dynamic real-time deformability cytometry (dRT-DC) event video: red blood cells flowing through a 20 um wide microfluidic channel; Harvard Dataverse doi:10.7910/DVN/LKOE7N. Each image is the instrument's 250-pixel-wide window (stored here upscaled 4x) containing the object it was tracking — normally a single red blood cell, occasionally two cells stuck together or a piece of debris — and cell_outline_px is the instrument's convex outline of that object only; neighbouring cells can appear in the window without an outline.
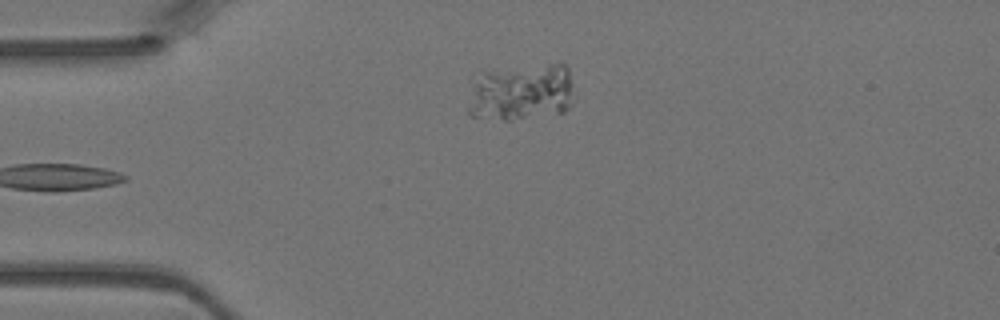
{"species": "Egyptian fruit bat (a non-hibernating species)", "species_latin": "Rousettus aegyptiacus", "temperature_condition": "warm", "stored_images_in_passage": 6, "camera_frame_rate_fps": 3000, "um_per_image_px": 0.085, "animal": {"sex": "female"}, "frame": {"image": 1, "passage_image": 3, "time_ms": 0.667, "image_size_px": [1000, 320], "cell_outline_px": [[572, 84], [568, 108], [564, 112], [512, 120], [504, 120], [468, 116], [468, 108], [480, 72], [484, 68], [560, 60], [568, 68]], "centroid_in_image_um": [44.33, 7.75], "position_along_channel_um": 40.7, "area_um2": 36.3}}
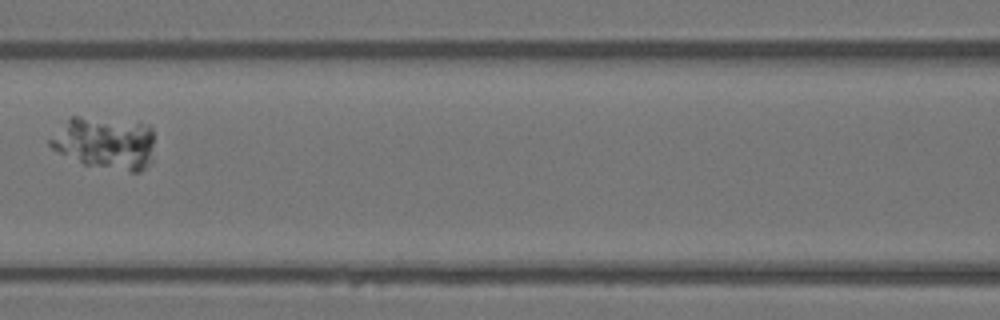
{"frame": {"image": 2, "passage_image": 6, "time_ms": 1.667, "image_size_px": [1000, 320], "cell_outline_px": [[152, 164], [140, 172], [132, 172], [84, 164], [52, 148], [48, 144], [48, 140], [72, 116], [80, 116], [148, 124], [152, 128]], "centroid_in_image_um": [8.98, 12.16], "position_along_channel_um": 157.6, "area_um2": 31.56}}